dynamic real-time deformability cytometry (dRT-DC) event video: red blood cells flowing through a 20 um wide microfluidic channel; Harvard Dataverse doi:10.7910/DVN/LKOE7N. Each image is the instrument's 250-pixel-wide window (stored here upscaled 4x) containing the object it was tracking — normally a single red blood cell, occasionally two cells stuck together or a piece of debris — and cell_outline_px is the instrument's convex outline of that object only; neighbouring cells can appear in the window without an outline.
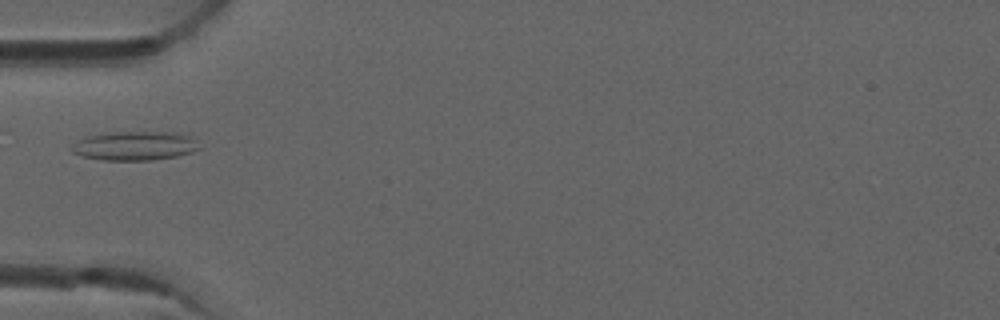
{"species": "common noctule bat (a hibernating species)", "species_latin": "Nyctalus noctula", "temperature_condition": "room temperature", "stored_images_in_passage": 2, "camera_frame_rate_fps": 3000, "um_per_image_px": 0.085, "animal": {"sex": "male", "forearm_length_mm": 52.5}, "frame": {"image": 1, "passage_image": 2, "time_ms": 0.333, "image_size_px": [1000, 320], "cell_outline_px": [[200, 148], [192, 152], [176, 156], [152, 160], [104, 160], [84, 156], [72, 152], [68, 148], [80, 140], [88, 136], [108, 132], [180, 132], [192, 136]], "centroid_in_image_um": [11.48, 12.38], "position_along_channel_um": 73.5, "area_um2": 21.56}}